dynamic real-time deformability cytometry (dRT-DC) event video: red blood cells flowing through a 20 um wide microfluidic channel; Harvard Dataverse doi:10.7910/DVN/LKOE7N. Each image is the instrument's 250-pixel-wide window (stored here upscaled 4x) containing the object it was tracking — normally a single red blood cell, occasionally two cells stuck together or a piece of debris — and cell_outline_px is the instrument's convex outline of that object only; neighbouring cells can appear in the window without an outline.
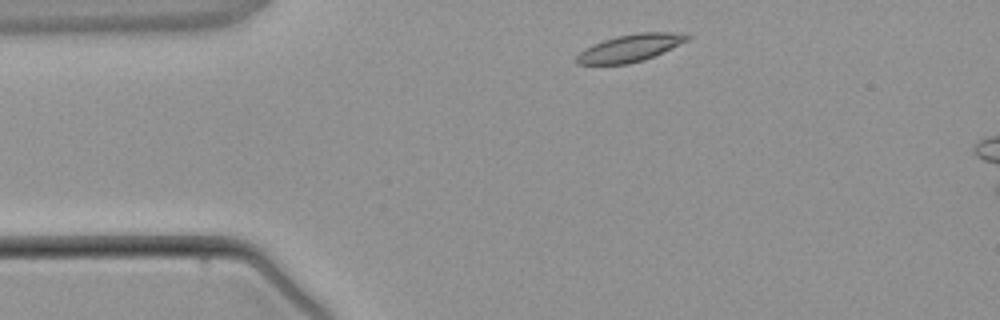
{"species": "common noctule bat (a hibernating species)", "species_latin": "Nyctalus noctula", "temperature_condition": "warm", "stored_images_in_passage": 2, "camera_frame_rate_fps": 3000, "um_per_image_px": 0.085, "animal": {"sex": "male", "body_mass_g": 21.5, "forearm_length_mm": 52.0}, "frame": {"image": 1, "passage_image": 1, "time_ms": 0.0, "image_size_px": [1000, 320], "cell_outline_px": [[692, 36], [688, 40], [644, 60], [628, 64], [576, 64], [576, 56], [584, 48], [592, 44], [616, 36], [636, 32], [672, 32]], "centroid_in_image_um": [53.52, 4.07], "position_along_channel_um": 31.5, "area_um2": 17.46}}